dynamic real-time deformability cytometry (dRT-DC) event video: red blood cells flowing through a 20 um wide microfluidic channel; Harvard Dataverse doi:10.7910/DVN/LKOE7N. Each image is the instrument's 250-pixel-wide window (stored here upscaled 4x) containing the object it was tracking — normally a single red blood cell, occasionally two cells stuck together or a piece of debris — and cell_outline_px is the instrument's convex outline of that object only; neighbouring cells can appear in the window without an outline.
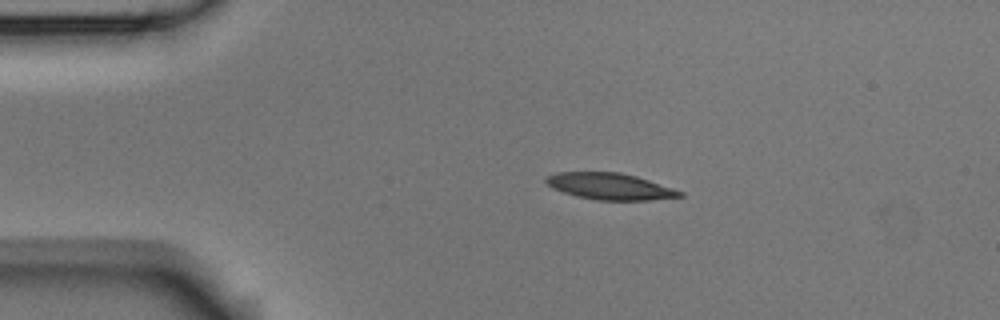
{"species": "Egyptian fruit bat (a non-hibernating species)", "species_latin": "Rousettus aegyptiacus", "temperature_condition": "room temperature", "stored_images_in_passage": 3, "camera_frame_rate_fps": 3000, "um_per_image_px": 0.085, "animal": {"sex": "male"}, "frame": {"image": 1, "passage_image": 2, "time_ms": 0.333, "image_size_px": [1000, 320], "cell_outline_px": [[684, 196], [648, 200], [596, 200], [564, 192], [552, 188], [544, 180], [548, 176], [556, 172], [620, 172], [636, 176], [684, 192]], "centroid_in_image_um": [51.85, 15.83], "position_along_channel_um": 33.2, "area_um2": 20.4}}